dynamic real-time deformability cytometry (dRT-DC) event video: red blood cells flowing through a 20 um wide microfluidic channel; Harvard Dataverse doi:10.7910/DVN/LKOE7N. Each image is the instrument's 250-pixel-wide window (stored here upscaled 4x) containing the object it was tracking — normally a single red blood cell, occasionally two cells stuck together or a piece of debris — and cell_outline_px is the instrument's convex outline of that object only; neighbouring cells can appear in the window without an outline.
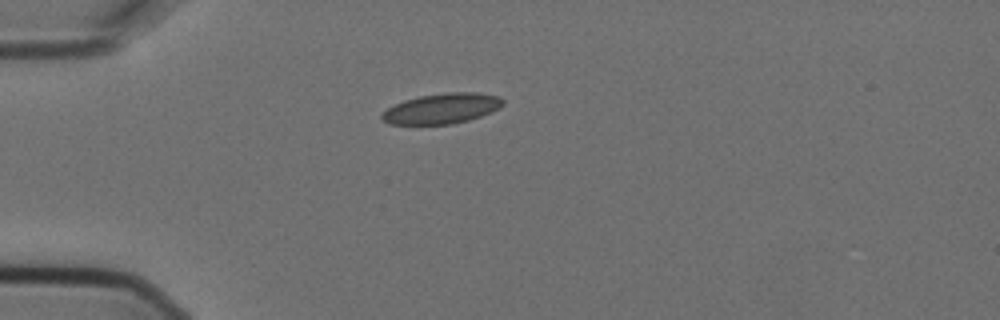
{"species": "Egyptian fruit bat (a non-hibernating species)", "species_latin": "Rousettus aegyptiacus", "temperature_condition": "cold", "stored_images_in_passage": 5, "camera_frame_rate_fps": 3000, "um_per_image_px": 0.085, "animal": {"sex": "female"}, "frame": {"image": 1, "passage_image": 1, "time_ms": 0.0, "image_size_px": [1000, 320], "cell_outline_px": [[504, 104], [500, 108], [480, 116], [468, 120], [452, 124], [388, 124], [380, 116], [388, 108], [404, 100], [420, 96], [444, 92], [480, 92], [500, 96], [504, 100]], "centroid_in_image_um": [37.61, 9.21], "position_along_channel_um": 47.4, "area_um2": 21.39}}
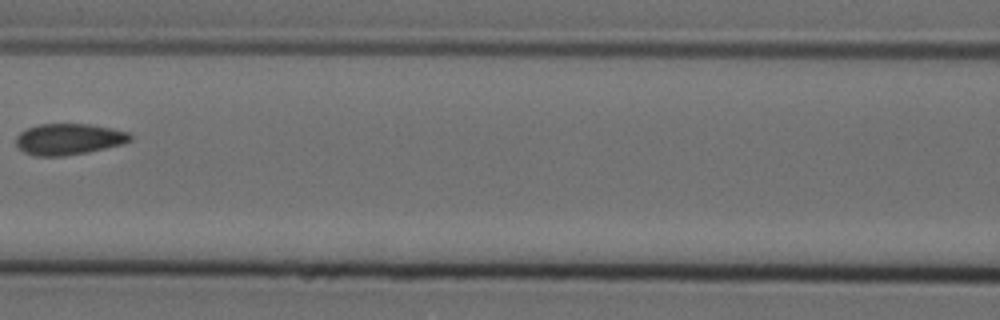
{"frame": {"image": 2, "passage_image": 4, "time_ms": 1.0, "image_size_px": [1000, 320], "cell_outline_px": [[132, 140], [124, 144], [88, 152], [64, 156], [36, 156], [24, 152], [16, 144], [16, 136], [20, 132], [28, 128], [40, 124], [88, 124], [112, 128], [128, 132], [132, 136]], "centroid_in_image_um": [5.87, 11.83], "position_along_channel_um": 160.7, "area_um2": 20.81}}
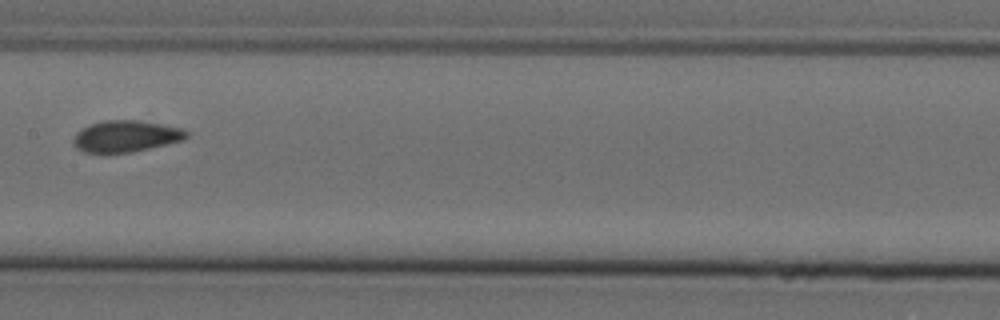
{"frame": {"image": 3, "passage_image": 5, "time_ms": 1.333, "image_size_px": [1000, 320], "cell_outline_px": [[188, 136], [184, 140], [132, 152], [104, 156], [84, 152], [76, 148], [72, 144], [72, 140], [76, 132], [92, 124], [104, 120], [136, 120], [164, 124], [180, 128], [188, 132]], "centroid_in_image_um": [10.65, 11.62], "position_along_channel_um": 196.8, "area_um2": 21.33}}